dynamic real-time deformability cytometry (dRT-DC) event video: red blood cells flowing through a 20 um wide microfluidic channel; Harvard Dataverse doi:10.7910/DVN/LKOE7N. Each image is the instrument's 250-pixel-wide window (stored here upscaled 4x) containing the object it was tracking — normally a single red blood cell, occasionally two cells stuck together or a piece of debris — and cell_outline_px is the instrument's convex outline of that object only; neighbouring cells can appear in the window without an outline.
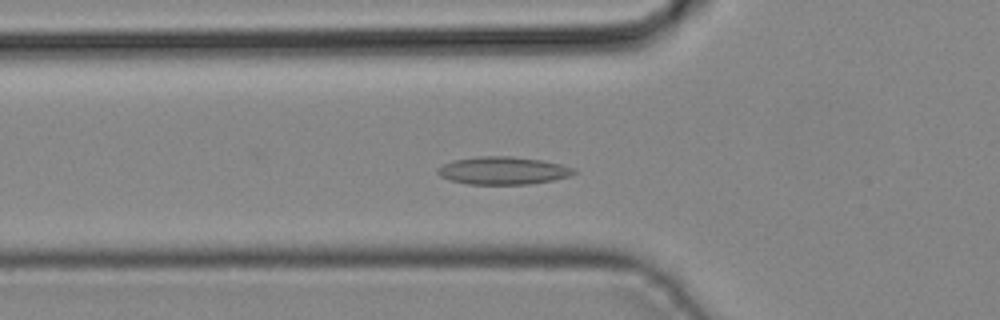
{"species": "common noctule bat (a hibernating species)", "species_latin": "Nyctalus noctula", "temperature_condition": "cold", "stored_images_in_passage": 45, "camera_frame_rate_fps": 3000, "um_per_image_px": 0.085, "animal": {"sex": "male", "body_mass_g": 19.2, "forearm_length_mm": 51.8}, "frame": {"image": 1, "passage_image": 15, "time_ms": 4.667, "image_size_px": [1000, 320], "cell_outline_px": [[576, 172], [568, 176], [552, 180], [528, 184], [468, 184], [452, 180], [440, 176], [436, 172], [436, 168], [452, 160], [480, 156], [508, 156], [540, 160], [560, 164], [576, 168]], "centroid_in_image_um": [42.73, 14.49], "position_along_channel_um": 83.1, "area_um2": 21.85}}
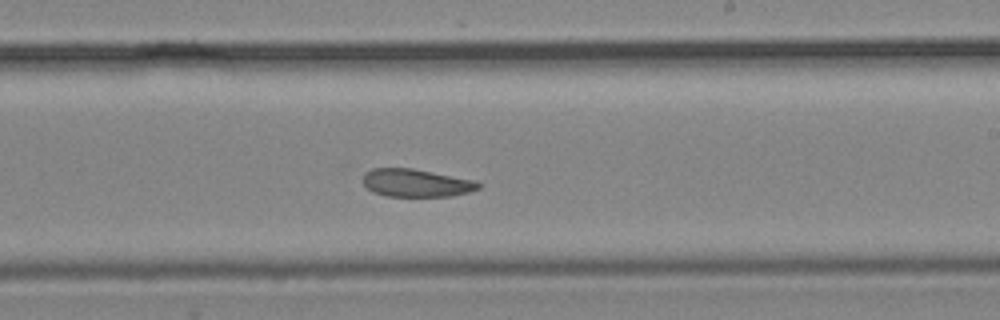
{"frame": {"image": 2, "passage_image": 26, "time_ms": 8.333, "image_size_px": [1000, 320], "cell_outline_px": [[480, 188], [468, 192], [452, 196], [384, 196], [372, 192], [364, 184], [364, 172], [372, 168], [412, 168], [476, 180], [480, 184]], "centroid_in_image_um": [35.37, 15.55], "position_along_channel_um": 253.6, "area_um2": 18.79}}
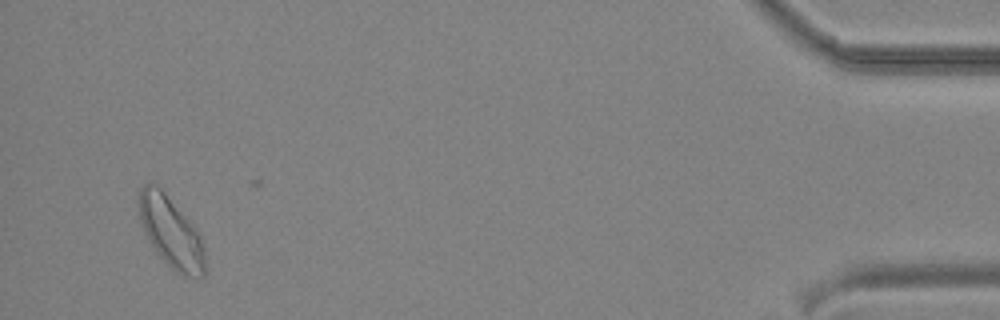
{"frame": {"image": 3, "passage_image": 42, "time_ms": 13.667, "image_size_px": [1000, 320], "cell_outline_px": [[204, 276], [184, 276], [176, 272], [156, 252], [144, 228], [140, 216], [136, 200], [140, 188], [148, 180], [152, 180], [164, 192], [188, 220], [200, 236], [204, 252]], "centroid_in_image_um": [14.48, 19.68], "position_along_channel_um": 420.7, "area_um2": 26.7}}